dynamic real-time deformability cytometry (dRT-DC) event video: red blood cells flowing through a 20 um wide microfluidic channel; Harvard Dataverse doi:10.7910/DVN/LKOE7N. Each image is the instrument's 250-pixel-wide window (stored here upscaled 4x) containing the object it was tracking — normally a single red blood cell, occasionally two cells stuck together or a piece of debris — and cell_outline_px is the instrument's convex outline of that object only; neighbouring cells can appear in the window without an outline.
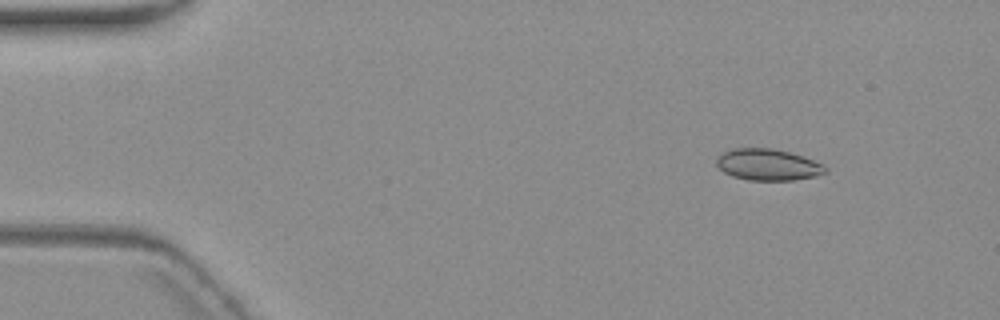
{"species": "common noctule bat (a hibernating species)", "species_latin": "Nyctalus noctula", "temperature_condition": "warm", "stored_images_in_passage": 6, "camera_frame_rate_fps": 3000, "um_per_image_px": 0.085, "animal": {"sex": "female", "body_mass_g": 19.3, "forearm_length_mm": 54.1}, "frame": {"image": 1, "passage_image": 2, "time_ms": 1.333, "image_size_px": [1000, 320], "cell_outline_px": [[828, 172], [816, 176], [792, 180], [748, 180], [732, 176], [724, 172], [716, 164], [716, 156], [732, 148], [772, 148], [788, 152], [824, 164], [828, 168]], "centroid_in_image_um": [65.26, 14.0], "position_along_channel_um": 19.7, "area_um2": 19.94}}